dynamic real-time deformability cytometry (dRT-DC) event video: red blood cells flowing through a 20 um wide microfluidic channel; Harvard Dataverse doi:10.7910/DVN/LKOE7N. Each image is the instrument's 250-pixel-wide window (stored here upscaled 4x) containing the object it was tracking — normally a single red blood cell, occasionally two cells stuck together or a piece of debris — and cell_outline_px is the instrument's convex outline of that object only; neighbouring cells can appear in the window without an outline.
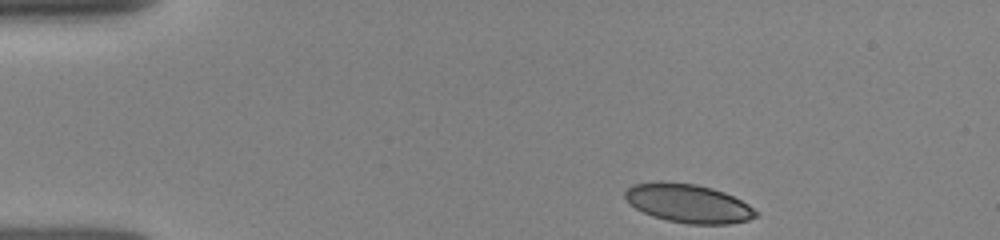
{"species": "human", "species_latin": "Homo sapiens", "temperature_condition": "room temperature", "stored_images_in_passage": 6, "camera_frame_rate_fps": 3000, "um_per_image_px": 0.085, "donor": {"sex": "female"}, "frame": {"image": 1, "passage_image": 1, "time_ms": 0.0, "image_size_px": [1000, 240], "cell_outline_px": [[756, 216], [748, 220], [728, 224], [688, 224], [668, 220], [652, 216], [636, 208], [624, 196], [624, 192], [632, 184], [660, 180], [696, 184], [712, 188], [724, 192], [748, 204], [756, 212]], "centroid_in_image_um": [58.47, 17.27], "position_along_channel_um": 26.5, "area_um2": 29.36}}
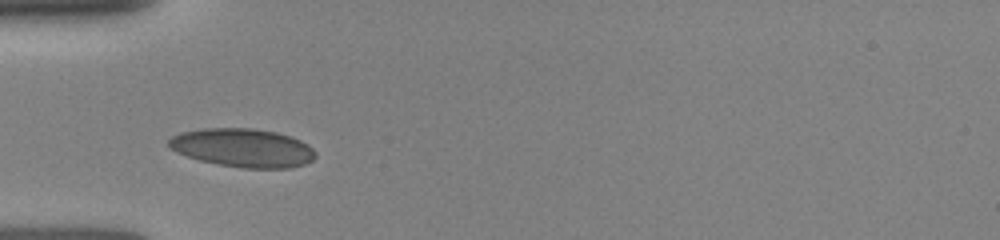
{"frame": {"image": 2, "passage_image": 4, "time_ms": 2.667, "image_size_px": [1000, 240], "cell_outline_px": [[316, 156], [312, 160], [304, 164], [288, 168], [244, 168], [220, 164], [200, 160], [176, 152], [168, 148], [168, 140], [172, 136], [180, 132], [200, 128], [256, 128], [276, 132], [292, 136], [308, 144], [316, 152]], "centroid_in_image_um": [20.63, 12.55], "position_along_channel_um": 64.4, "area_um2": 33.12}}
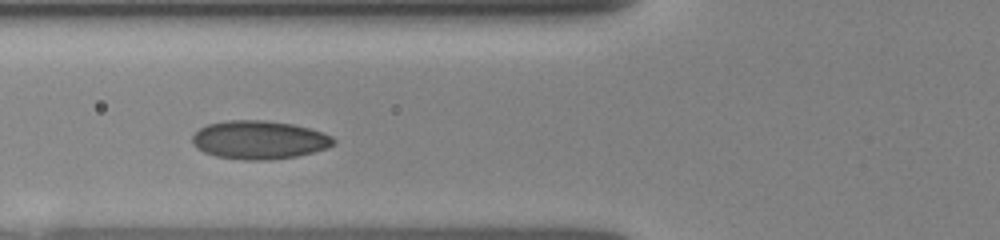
{"frame": {"image": 3, "passage_image": 5, "time_ms": 3.667, "image_size_px": [1000, 240], "cell_outline_px": [[336, 144], [312, 152], [296, 156], [268, 160], [244, 160], [216, 156], [204, 152], [196, 148], [192, 144], [192, 136], [200, 128], [208, 124], [228, 120], [264, 120], [292, 124], [324, 132], [332, 136], [336, 140]], "centroid_in_image_um": [22.02, 11.89], "position_along_channel_um": 103.8, "area_um2": 31.62}}